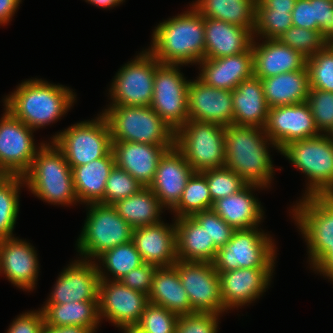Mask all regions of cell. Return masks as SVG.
Wrapping results in <instances>:
<instances>
[{
    "mask_svg": "<svg viewBox=\"0 0 333 333\" xmlns=\"http://www.w3.org/2000/svg\"><path fill=\"white\" fill-rule=\"evenodd\" d=\"M204 16L194 7L160 23L153 31L149 52L165 64L199 63L205 55Z\"/></svg>",
    "mask_w": 333,
    "mask_h": 333,
    "instance_id": "cell-1",
    "label": "cell"
},
{
    "mask_svg": "<svg viewBox=\"0 0 333 333\" xmlns=\"http://www.w3.org/2000/svg\"><path fill=\"white\" fill-rule=\"evenodd\" d=\"M224 138L225 167L248 184L267 187L274 168L266 145L271 140L264 128L231 124L225 127Z\"/></svg>",
    "mask_w": 333,
    "mask_h": 333,
    "instance_id": "cell-2",
    "label": "cell"
},
{
    "mask_svg": "<svg viewBox=\"0 0 333 333\" xmlns=\"http://www.w3.org/2000/svg\"><path fill=\"white\" fill-rule=\"evenodd\" d=\"M75 94L63 85L41 79L24 81L4 99L5 107L33 130L53 123L74 103Z\"/></svg>",
    "mask_w": 333,
    "mask_h": 333,
    "instance_id": "cell-3",
    "label": "cell"
},
{
    "mask_svg": "<svg viewBox=\"0 0 333 333\" xmlns=\"http://www.w3.org/2000/svg\"><path fill=\"white\" fill-rule=\"evenodd\" d=\"M30 169L23 175L28 188L38 198L53 204L78 201L72 169L62 151L53 143L41 144Z\"/></svg>",
    "mask_w": 333,
    "mask_h": 333,
    "instance_id": "cell-4",
    "label": "cell"
},
{
    "mask_svg": "<svg viewBox=\"0 0 333 333\" xmlns=\"http://www.w3.org/2000/svg\"><path fill=\"white\" fill-rule=\"evenodd\" d=\"M102 115L112 141L174 146L175 131L150 106H110Z\"/></svg>",
    "mask_w": 333,
    "mask_h": 333,
    "instance_id": "cell-5",
    "label": "cell"
},
{
    "mask_svg": "<svg viewBox=\"0 0 333 333\" xmlns=\"http://www.w3.org/2000/svg\"><path fill=\"white\" fill-rule=\"evenodd\" d=\"M280 152L310 179L306 196L333 195V141L327 134L290 142Z\"/></svg>",
    "mask_w": 333,
    "mask_h": 333,
    "instance_id": "cell-6",
    "label": "cell"
},
{
    "mask_svg": "<svg viewBox=\"0 0 333 333\" xmlns=\"http://www.w3.org/2000/svg\"><path fill=\"white\" fill-rule=\"evenodd\" d=\"M224 126L188 120L175 131L174 146L195 172L225 167Z\"/></svg>",
    "mask_w": 333,
    "mask_h": 333,
    "instance_id": "cell-7",
    "label": "cell"
},
{
    "mask_svg": "<svg viewBox=\"0 0 333 333\" xmlns=\"http://www.w3.org/2000/svg\"><path fill=\"white\" fill-rule=\"evenodd\" d=\"M293 209L316 269L333 252V195L305 196Z\"/></svg>",
    "mask_w": 333,
    "mask_h": 333,
    "instance_id": "cell-8",
    "label": "cell"
},
{
    "mask_svg": "<svg viewBox=\"0 0 333 333\" xmlns=\"http://www.w3.org/2000/svg\"><path fill=\"white\" fill-rule=\"evenodd\" d=\"M79 239L78 252L84 259L97 257L104 251L132 241L133 228L117 213L113 205L90 203Z\"/></svg>",
    "mask_w": 333,
    "mask_h": 333,
    "instance_id": "cell-9",
    "label": "cell"
},
{
    "mask_svg": "<svg viewBox=\"0 0 333 333\" xmlns=\"http://www.w3.org/2000/svg\"><path fill=\"white\" fill-rule=\"evenodd\" d=\"M52 140L62 151L70 167L86 165L112 150L109 127L102 114L95 120L70 126Z\"/></svg>",
    "mask_w": 333,
    "mask_h": 333,
    "instance_id": "cell-10",
    "label": "cell"
},
{
    "mask_svg": "<svg viewBox=\"0 0 333 333\" xmlns=\"http://www.w3.org/2000/svg\"><path fill=\"white\" fill-rule=\"evenodd\" d=\"M274 255L272 239L254 227L235 230L230 241L217 250L212 263L217 272L238 268H273Z\"/></svg>",
    "mask_w": 333,
    "mask_h": 333,
    "instance_id": "cell-11",
    "label": "cell"
},
{
    "mask_svg": "<svg viewBox=\"0 0 333 333\" xmlns=\"http://www.w3.org/2000/svg\"><path fill=\"white\" fill-rule=\"evenodd\" d=\"M177 67V68H176ZM178 64L160 63L156 59L153 98L150 107L174 130L188 120V85Z\"/></svg>",
    "mask_w": 333,
    "mask_h": 333,
    "instance_id": "cell-12",
    "label": "cell"
},
{
    "mask_svg": "<svg viewBox=\"0 0 333 333\" xmlns=\"http://www.w3.org/2000/svg\"><path fill=\"white\" fill-rule=\"evenodd\" d=\"M144 52L119 69L110 90V106H150L156 58L148 50Z\"/></svg>",
    "mask_w": 333,
    "mask_h": 333,
    "instance_id": "cell-13",
    "label": "cell"
},
{
    "mask_svg": "<svg viewBox=\"0 0 333 333\" xmlns=\"http://www.w3.org/2000/svg\"><path fill=\"white\" fill-rule=\"evenodd\" d=\"M173 267L178 272L194 313L220 315L225 311L219 274L212 262L177 260Z\"/></svg>",
    "mask_w": 333,
    "mask_h": 333,
    "instance_id": "cell-14",
    "label": "cell"
},
{
    "mask_svg": "<svg viewBox=\"0 0 333 333\" xmlns=\"http://www.w3.org/2000/svg\"><path fill=\"white\" fill-rule=\"evenodd\" d=\"M30 127L5 108L0 120V175L23 176L38 152Z\"/></svg>",
    "mask_w": 333,
    "mask_h": 333,
    "instance_id": "cell-15",
    "label": "cell"
},
{
    "mask_svg": "<svg viewBox=\"0 0 333 333\" xmlns=\"http://www.w3.org/2000/svg\"><path fill=\"white\" fill-rule=\"evenodd\" d=\"M98 266L99 315L106 317L117 327L137 325L149 303L148 295L123 285L120 281H110Z\"/></svg>",
    "mask_w": 333,
    "mask_h": 333,
    "instance_id": "cell-16",
    "label": "cell"
},
{
    "mask_svg": "<svg viewBox=\"0 0 333 333\" xmlns=\"http://www.w3.org/2000/svg\"><path fill=\"white\" fill-rule=\"evenodd\" d=\"M264 132L279 151L290 142L321 134L306 101L269 108Z\"/></svg>",
    "mask_w": 333,
    "mask_h": 333,
    "instance_id": "cell-17",
    "label": "cell"
},
{
    "mask_svg": "<svg viewBox=\"0 0 333 333\" xmlns=\"http://www.w3.org/2000/svg\"><path fill=\"white\" fill-rule=\"evenodd\" d=\"M89 261L77 260L63 270L46 304L99 301L98 265Z\"/></svg>",
    "mask_w": 333,
    "mask_h": 333,
    "instance_id": "cell-18",
    "label": "cell"
},
{
    "mask_svg": "<svg viewBox=\"0 0 333 333\" xmlns=\"http://www.w3.org/2000/svg\"><path fill=\"white\" fill-rule=\"evenodd\" d=\"M187 100L189 120L224 127L233 124L232 91L214 88L197 78L188 85Z\"/></svg>",
    "mask_w": 333,
    "mask_h": 333,
    "instance_id": "cell-19",
    "label": "cell"
},
{
    "mask_svg": "<svg viewBox=\"0 0 333 333\" xmlns=\"http://www.w3.org/2000/svg\"><path fill=\"white\" fill-rule=\"evenodd\" d=\"M272 273L273 268H238L218 272L225 310L243 306L259 298L268 287Z\"/></svg>",
    "mask_w": 333,
    "mask_h": 333,
    "instance_id": "cell-20",
    "label": "cell"
},
{
    "mask_svg": "<svg viewBox=\"0 0 333 333\" xmlns=\"http://www.w3.org/2000/svg\"><path fill=\"white\" fill-rule=\"evenodd\" d=\"M195 171L175 147L168 149L157 165L149 188L163 207L173 209L181 199L186 184Z\"/></svg>",
    "mask_w": 333,
    "mask_h": 333,
    "instance_id": "cell-21",
    "label": "cell"
},
{
    "mask_svg": "<svg viewBox=\"0 0 333 333\" xmlns=\"http://www.w3.org/2000/svg\"><path fill=\"white\" fill-rule=\"evenodd\" d=\"M172 147L112 141L115 165L128 172L144 187L152 183L160 159Z\"/></svg>",
    "mask_w": 333,
    "mask_h": 333,
    "instance_id": "cell-22",
    "label": "cell"
},
{
    "mask_svg": "<svg viewBox=\"0 0 333 333\" xmlns=\"http://www.w3.org/2000/svg\"><path fill=\"white\" fill-rule=\"evenodd\" d=\"M171 226V227H170ZM166 225L163 221L133 229L132 242L144 263L156 267L173 266L176 254V226Z\"/></svg>",
    "mask_w": 333,
    "mask_h": 333,
    "instance_id": "cell-23",
    "label": "cell"
},
{
    "mask_svg": "<svg viewBox=\"0 0 333 333\" xmlns=\"http://www.w3.org/2000/svg\"><path fill=\"white\" fill-rule=\"evenodd\" d=\"M34 247L15 237L0 240V273L23 290L35 287L38 260Z\"/></svg>",
    "mask_w": 333,
    "mask_h": 333,
    "instance_id": "cell-24",
    "label": "cell"
},
{
    "mask_svg": "<svg viewBox=\"0 0 333 333\" xmlns=\"http://www.w3.org/2000/svg\"><path fill=\"white\" fill-rule=\"evenodd\" d=\"M199 79L214 88L233 91L242 81L254 76L252 46L241 54L202 59Z\"/></svg>",
    "mask_w": 333,
    "mask_h": 333,
    "instance_id": "cell-25",
    "label": "cell"
},
{
    "mask_svg": "<svg viewBox=\"0 0 333 333\" xmlns=\"http://www.w3.org/2000/svg\"><path fill=\"white\" fill-rule=\"evenodd\" d=\"M254 77L269 78L281 73L307 70L300 52L282 44L278 39H266L263 44L252 42Z\"/></svg>",
    "mask_w": 333,
    "mask_h": 333,
    "instance_id": "cell-26",
    "label": "cell"
},
{
    "mask_svg": "<svg viewBox=\"0 0 333 333\" xmlns=\"http://www.w3.org/2000/svg\"><path fill=\"white\" fill-rule=\"evenodd\" d=\"M204 59H215L247 51L255 36L248 28L204 17Z\"/></svg>",
    "mask_w": 333,
    "mask_h": 333,
    "instance_id": "cell-27",
    "label": "cell"
},
{
    "mask_svg": "<svg viewBox=\"0 0 333 333\" xmlns=\"http://www.w3.org/2000/svg\"><path fill=\"white\" fill-rule=\"evenodd\" d=\"M262 187L247 184L239 192L213 202L211 209L235 230L254 228L261 222L263 210L251 190Z\"/></svg>",
    "mask_w": 333,
    "mask_h": 333,
    "instance_id": "cell-28",
    "label": "cell"
},
{
    "mask_svg": "<svg viewBox=\"0 0 333 333\" xmlns=\"http://www.w3.org/2000/svg\"><path fill=\"white\" fill-rule=\"evenodd\" d=\"M233 124L264 128L269 107L261 79L252 77L242 81L233 91Z\"/></svg>",
    "mask_w": 333,
    "mask_h": 333,
    "instance_id": "cell-29",
    "label": "cell"
},
{
    "mask_svg": "<svg viewBox=\"0 0 333 333\" xmlns=\"http://www.w3.org/2000/svg\"><path fill=\"white\" fill-rule=\"evenodd\" d=\"M176 254L182 261L213 262L217 248L192 216L176 218Z\"/></svg>",
    "mask_w": 333,
    "mask_h": 333,
    "instance_id": "cell-30",
    "label": "cell"
},
{
    "mask_svg": "<svg viewBox=\"0 0 333 333\" xmlns=\"http://www.w3.org/2000/svg\"><path fill=\"white\" fill-rule=\"evenodd\" d=\"M114 166L111 150L104 157L86 165L71 167L78 201L87 204L99 203L104 198L106 180Z\"/></svg>",
    "mask_w": 333,
    "mask_h": 333,
    "instance_id": "cell-31",
    "label": "cell"
},
{
    "mask_svg": "<svg viewBox=\"0 0 333 333\" xmlns=\"http://www.w3.org/2000/svg\"><path fill=\"white\" fill-rule=\"evenodd\" d=\"M148 299L150 303L163 306L179 316L194 313L178 272L173 266L156 269Z\"/></svg>",
    "mask_w": 333,
    "mask_h": 333,
    "instance_id": "cell-32",
    "label": "cell"
},
{
    "mask_svg": "<svg viewBox=\"0 0 333 333\" xmlns=\"http://www.w3.org/2000/svg\"><path fill=\"white\" fill-rule=\"evenodd\" d=\"M261 84L269 108L305 102L309 93L307 70L281 73L264 78L261 79Z\"/></svg>",
    "mask_w": 333,
    "mask_h": 333,
    "instance_id": "cell-33",
    "label": "cell"
},
{
    "mask_svg": "<svg viewBox=\"0 0 333 333\" xmlns=\"http://www.w3.org/2000/svg\"><path fill=\"white\" fill-rule=\"evenodd\" d=\"M257 0H198L193 7L204 17L255 29Z\"/></svg>",
    "mask_w": 333,
    "mask_h": 333,
    "instance_id": "cell-34",
    "label": "cell"
},
{
    "mask_svg": "<svg viewBox=\"0 0 333 333\" xmlns=\"http://www.w3.org/2000/svg\"><path fill=\"white\" fill-rule=\"evenodd\" d=\"M113 206L133 229L161 222L159 215L163 206L149 187H142L136 194L117 201Z\"/></svg>",
    "mask_w": 333,
    "mask_h": 333,
    "instance_id": "cell-35",
    "label": "cell"
},
{
    "mask_svg": "<svg viewBox=\"0 0 333 333\" xmlns=\"http://www.w3.org/2000/svg\"><path fill=\"white\" fill-rule=\"evenodd\" d=\"M46 325L83 326L96 332L100 320L99 301L46 304L41 308Z\"/></svg>",
    "mask_w": 333,
    "mask_h": 333,
    "instance_id": "cell-36",
    "label": "cell"
},
{
    "mask_svg": "<svg viewBox=\"0 0 333 333\" xmlns=\"http://www.w3.org/2000/svg\"><path fill=\"white\" fill-rule=\"evenodd\" d=\"M23 183V176L0 175V240L13 237L19 212L18 192Z\"/></svg>",
    "mask_w": 333,
    "mask_h": 333,
    "instance_id": "cell-37",
    "label": "cell"
},
{
    "mask_svg": "<svg viewBox=\"0 0 333 333\" xmlns=\"http://www.w3.org/2000/svg\"><path fill=\"white\" fill-rule=\"evenodd\" d=\"M212 208V198L208 188L206 177L201 172H194L189 178L178 204L172 209L181 217L194 214Z\"/></svg>",
    "mask_w": 333,
    "mask_h": 333,
    "instance_id": "cell-38",
    "label": "cell"
},
{
    "mask_svg": "<svg viewBox=\"0 0 333 333\" xmlns=\"http://www.w3.org/2000/svg\"><path fill=\"white\" fill-rule=\"evenodd\" d=\"M97 258L102 260L104 267L113 275L114 281L121 280L131 270L144 263L132 241L104 251Z\"/></svg>",
    "mask_w": 333,
    "mask_h": 333,
    "instance_id": "cell-39",
    "label": "cell"
},
{
    "mask_svg": "<svg viewBox=\"0 0 333 333\" xmlns=\"http://www.w3.org/2000/svg\"><path fill=\"white\" fill-rule=\"evenodd\" d=\"M309 88L333 92V44L307 58Z\"/></svg>",
    "mask_w": 333,
    "mask_h": 333,
    "instance_id": "cell-40",
    "label": "cell"
},
{
    "mask_svg": "<svg viewBox=\"0 0 333 333\" xmlns=\"http://www.w3.org/2000/svg\"><path fill=\"white\" fill-rule=\"evenodd\" d=\"M278 40L306 58L312 57L328 44L319 31L295 26L287 29Z\"/></svg>",
    "mask_w": 333,
    "mask_h": 333,
    "instance_id": "cell-41",
    "label": "cell"
},
{
    "mask_svg": "<svg viewBox=\"0 0 333 333\" xmlns=\"http://www.w3.org/2000/svg\"><path fill=\"white\" fill-rule=\"evenodd\" d=\"M207 180L213 202L231 196L243 189L248 183L234 171L222 167L201 172Z\"/></svg>",
    "mask_w": 333,
    "mask_h": 333,
    "instance_id": "cell-42",
    "label": "cell"
},
{
    "mask_svg": "<svg viewBox=\"0 0 333 333\" xmlns=\"http://www.w3.org/2000/svg\"><path fill=\"white\" fill-rule=\"evenodd\" d=\"M142 187L128 172L115 165L106 180L104 198L99 203L113 205L136 194Z\"/></svg>",
    "mask_w": 333,
    "mask_h": 333,
    "instance_id": "cell-43",
    "label": "cell"
},
{
    "mask_svg": "<svg viewBox=\"0 0 333 333\" xmlns=\"http://www.w3.org/2000/svg\"><path fill=\"white\" fill-rule=\"evenodd\" d=\"M292 24V11L256 10V35L266 39H278Z\"/></svg>",
    "mask_w": 333,
    "mask_h": 333,
    "instance_id": "cell-44",
    "label": "cell"
},
{
    "mask_svg": "<svg viewBox=\"0 0 333 333\" xmlns=\"http://www.w3.org/2000/svg\"><path fill=\"white\" fill-rule=\"evenodd\" d=\"M178 318V314L149 302L137 325L146 333H176Z\"/></svg>",
    "mask_w": 333,
    "mask_h": 333,
    "instance_id": "cell-45",
    "label": "cell"
},
{
    "mask_svg": "<svg viewBox=\"0 0 333 333\" xmlns=\"http://www.w3.org/2000/svg\"><path fill=\"white\" fill-rule=\"evenodd\" d=\"M306 102L319 133L328 134L333 128V92L309 88Z\"/></svg>",
    "mask_w": 333,
    "mask_h": 333,
    "instance_id": "cell-46",
    "label": "cell"
},
{
    "mask_svg": "<svg viewBox=\"0 0 333 333\" xmlns=\"http://www.w3.org/2000/svg\"><path fill=\"white\" fill-rule=\"evenodd\" d=\"M192 217L207 231L210 241H214L217 249L226 245L235 231L212 209L198 212Z\"/></svg>",
    "mask_w": 333,
    "mask_h": 333,
    "instance_id": "cell-47",
    "label": "cell"
},
{
    "mask_svg": "<svg viewBox=\"0 0 333 333\" xmlns=\"http://www.w3.org/2000/svg\"><path fill=\"white\" fill-rule=\"evenodd\" d=\"M218 316L212 313L180 315L176 333H217Z\"/></svg>",
    "mask_w": 333,
    "mask_h": 333,
    "instance_id": "cell-48",
    "label": "cell"
},
{
    "mask_svg": "<svg viewBox=\"0 0 333 333\" xmlns=\"http://www.w3.org/2000/svg\"><path fill=\"white\" fill-rule=\"evenodd\" d=\"M157 268L155 265L143 263L138 268L131 270L119 281L130 289L149 295L153 276Z\"/></svg>",
    "mask_w": 333,
    "mask_h": 333,
    "instance_id": "cell-49",
    "label": "cell"
},
{
    "mask_svg": "<svg viewBox=\"0 0 333 333\" xmlns=\"http://www.w3.org/2000/svg\"><path fill=\"white\" fill-rule=\"evenodd\" d=\"M315 22L320 34L333 43V0H315Z\"/></svg>",
    "mask_w": 333,
    "mask_h": 333,
    "instance_id": "cell-50",
    "label": "cell"
},
{
    "mask_svg": "<svg viewBox=\"0 0 333 333\" xmlns=\"http://www.w3.org/2000/svg\"><path fill=\"white\" fill-rule=\"evenodd\" d=\"M292 24L295 27L317 30L315 22V0H297L292 10Z\"/></svg>",
    "mask_w": 333,
    "mask_h": 333,
    "instance_id": "cell-51",
    "label": "cell"
},
{
    "mask_svg": "<svg viewBox=\"0 0 333 333\" xmlns=\"http://www.w3.org/2000/svg\"><path fill=\"white\" fill-rule=\"evenodd\" d=\"M44 324L42 310L26 312L13 321L7 333H41Z\"/></svg>",
    "mask_w": 333,
    "mask_h": 333,
    "instance_id": "cell-52",
    "label": "cell"
},
{
    "mask_svg": "<svg viewBox=\"0 0 333 333\" xmlns=\"http://www.w3.org/2000/svg\"><path fill=\"white\" fill-rule=\"evenodd\" d=\"M297 0H257L256 10L292 11Z\"/></svg>",
    "mask_w": 333,
    "mask_h": 333,
    "instance_id": "cell-53",
    "label": "cell"
},
{
    "mask_svg": "<svg viewBox=\"0 0 333 333\" xmlns=\"http://www.w3.org/2000/svg\"><path fill=\"white\" fill-rule=\"evenodd\" d=\"M41 333H94L90 328L83 326H50L44 324Z\"/></svg>",
    "mask_w": 333,
    "mask_h": 333,
    "instance_id": "cell-54",
    "label": "cell"
},
{
    "mask_svg": "<svg viewBox=\"0 0 333 333\" xmlns=\"http://www.w3.org/2000/svg\"><path fill=\"white\" fill-rule=\"evenodd\" d=\"M21 0H0V24L7 23L15 14Z\"/></svg>",
    "mask_w": 333,
    "mask_h": 333,
    "instance_id": "cell-55",
    "label": "cell"
},
{
    "mask_svg": "<svg viewBox=\"0 0 333 333\" xmlns=\"http://www.w3.org/2000/svg\"><path fill=\"white\" fill-rule=\"evenodd\" d=\"M315 270L333 281V252Z\"/></svg>",
    "mask_w": 333,
    "mask_h": 333,
    "instance_id": "cell-56",
    "label": "cell"
},
{
    "mask_svg": "<svg viewBox=\"0 0 333 333\" xmlns=\"http://www.w3.org/2000/svg\"><path fill=\"white\" fill-rule=\"evenodd\" d=\"M86 1L96 6L109 8L119 5L124 0H86Z\"/></svg>",
    "mask_w": 333,
    "mask_h": 333,
    "instance_id": "cell-57",
    "label": "cell"
},
{
    "mask_svg": "<svg viewBox=\"0 0 333 333\" xmlns=\"http://www.w3.org/2000/svg\"><path fill=\"white\" fill-rule=\"evenodd\" d=\"M120 328L124 329V333H146L138 325H127Z\"/></svg>",
    "mask_w": 333,
    "mask_h": 333,
    "instance_id": "cell-58",
    "label": "cell"
},
{
    "mask_svg": "<svg viewBox=\"0 0 333 333\" xmlns=\"http://www.w3.org/2000/svg\"><path fill=\"white\" fill-rule=\"evenodd\" d=\"M329 137H330V139L333 141V128L328 132V134H327Z\"/></svg>",
    "mask_w": 333,
    "mask_h": 333,
    "instance_id": "cell-59",
    "label": "cell"
}]
</instances>
